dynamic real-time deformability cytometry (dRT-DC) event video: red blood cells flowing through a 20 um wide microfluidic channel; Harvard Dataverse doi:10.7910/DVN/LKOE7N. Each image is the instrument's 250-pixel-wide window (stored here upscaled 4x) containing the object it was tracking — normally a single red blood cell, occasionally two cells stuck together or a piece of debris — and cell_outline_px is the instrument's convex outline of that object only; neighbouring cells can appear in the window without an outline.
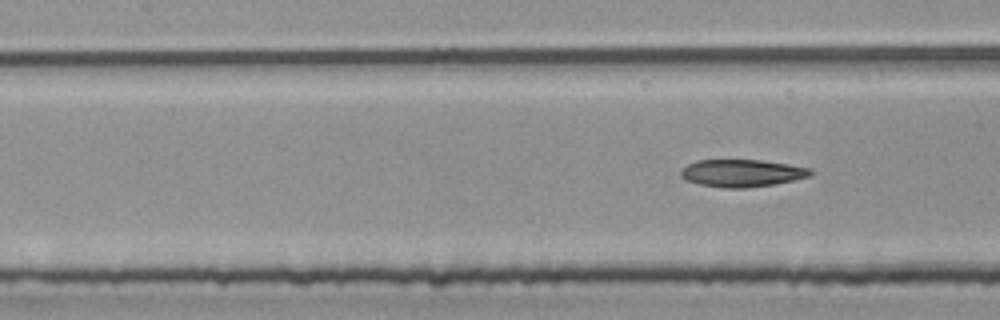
{"species": "common noctule bat (a hibernating species)", "species_latin": "Nyctalus noctula", "temperature_condition": "room temperature", "stored_images_in_passage": 16, "camera_frame_rate_fps": 3000, "um_per_image_px": 0.085, "animal": {"sex": "female", "body_mass_g": 25.1}, "frame": {"image": 1, "passage_image": 16, "time_ms": 5.0, "image_size_px": [1000, 320], "cell_outline_px": [[812, 176], [772, 184], [748, 188], [724, 188], [700, 184], [684, 180], [680, 176], [680, 172], [688, 164], [696, 160], [760, 160], [788, 164], [812, 168]], "centroid_in_image_um": [63.06, 14.71], "position_along_channel_um": 144.3, "area_um2": 20.69}}